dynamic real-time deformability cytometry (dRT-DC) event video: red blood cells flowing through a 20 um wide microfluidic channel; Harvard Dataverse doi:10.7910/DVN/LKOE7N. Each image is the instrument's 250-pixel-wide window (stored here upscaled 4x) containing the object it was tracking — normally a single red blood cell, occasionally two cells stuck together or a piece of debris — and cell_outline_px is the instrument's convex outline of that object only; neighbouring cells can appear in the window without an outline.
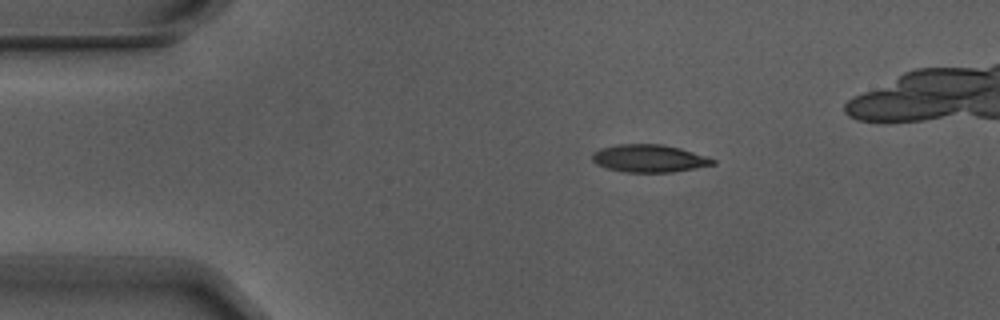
{"species": "Egyptian fruit bat (a non-hibernating species)", "species_latin": "Rousettus aegyptiacus", "temperature_condition": "warm", "stored_images_in_passage": 2, "camera_frame_rate_fps": 3000, "um_per_image_px": 0.085, "animal": {"sex": "male"}, "frame": {"image": 1, "passage_image": 1, "time_ms": 0.0, "image_size_px": [1000, 320], "cell_outline_px": [[716, 164], [696, 168], [672, 172], [624, 172], [608, 168], [596, 164], [592, 160], [592, 152], [600, 148], [616, 144], [664, 144], [680, 148], [716, 160]], "centroid_in_image_um": [55.15, 13.46], "position_along_channel_um": 29.9, "area_um2": 19.42}}